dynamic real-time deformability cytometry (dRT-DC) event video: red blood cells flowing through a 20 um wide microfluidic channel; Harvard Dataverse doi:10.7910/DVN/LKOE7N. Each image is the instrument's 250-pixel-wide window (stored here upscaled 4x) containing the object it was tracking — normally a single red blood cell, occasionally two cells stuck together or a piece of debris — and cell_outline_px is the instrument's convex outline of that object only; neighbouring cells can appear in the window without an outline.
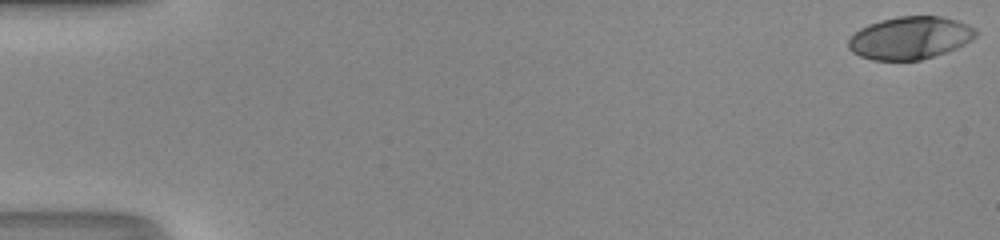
{"species": "human", "species_latin": "Homo sapiens", "temperature_condition": "room temperature", "stored_images_in_passage": 50, "camera_frame_rate_fps": 3000, "um_per_image_px": 0.085, "donor": {"sex": "male"}, "frame": {"image": 1, "passage_image": 1, "time_ms": 0.0, "image_size_px": [1000, 240], "cell_outline_px": [[980, 32], [972, 40], [956, 48], [920, 60], [872, 60], [860, 56], [852, 52], [848, 48], [848, 40], [860, 28], [868, 24], [880, 20], [896, 16], [940, 16], [956, 20], [968, 24], [976, 28]], "centroid_in_image_um": [77.37, 3.21], "position_along_channel_um": 7.6, "area_um2": 31.73}}
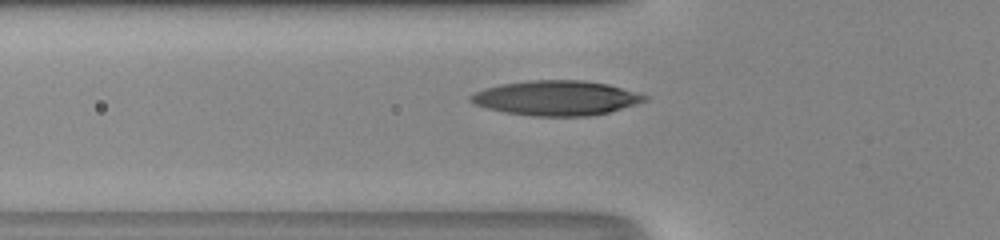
{"frame": {"image": 2, "passage_image": 19, "time_ms": 6.0, "image_size_px": [1000, 240], "cell_outline_px": [[648, 100], [636, 104], [608, 112], [588, 116], [532, 116], [504, 112], [488, 108], [476, 104], [468, 100], [468, 96], [484, 88], [500, 84], [528, 80], [580, 80], [608, 84], [636, 92], [648, 96]], "centroid_in_image_um": [47.26, 8.33], "position_along_channel_um": 78.5, "area_um2": 35.2}}
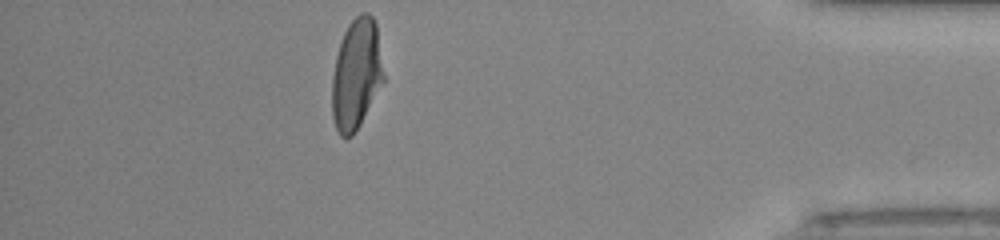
{"frame": {"image": 3, "passage_image": 45, "time_ms": 14.667, "image_size_px": [1000, 240], "cell_outline_px": [[384, 80], [360, 124], [352, 136], [340, 136], [336, 128], [332, 116], [332, 76], [336, 56], [340, 40], [348, 24], [360, 12], [368, 12], [372, 16], [376, 24], [384, 76]], "centroid_in_image_um": [30.27, 6.27], "position_along_channel_um": 404.9, "area_um2": 33.06}, "authors_computed_cell_mechanics": {"area_um2": 33.2639, "velocity_mm_per_s": 4.2727, "shape_relaxation_time_tau1_ms": 6.2381, "shape_relaxation_time_tau2_ms": 1.1885, "deformation_change_tau1": 0.2684, "deformation_change_tau2": 0.0614}}